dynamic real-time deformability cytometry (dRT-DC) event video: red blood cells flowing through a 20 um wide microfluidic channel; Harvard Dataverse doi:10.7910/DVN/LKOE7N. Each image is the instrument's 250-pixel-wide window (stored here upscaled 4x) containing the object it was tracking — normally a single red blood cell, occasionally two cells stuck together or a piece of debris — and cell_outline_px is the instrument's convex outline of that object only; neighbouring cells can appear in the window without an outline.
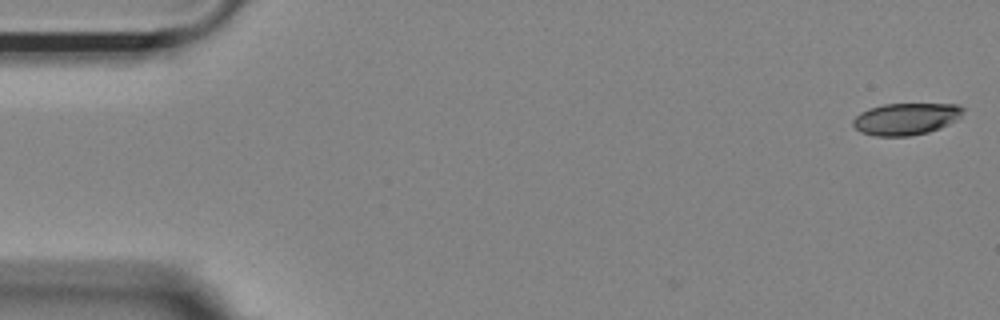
{"species": "Egyptian fruit bat (a non-hibernating species)", "species_latin": "Rousettus aegyptiacus", "temperature_condition": "room temperature", "stored_images_in_passage": 4, "camera_frame_rate_fps": 3000, "um_per_image_px": 0.085, "animal": {"sex": "female"}, "frame": {"image": 1, "passage_image": 1, "time_ms": 0.0, "image_size_px": [1000, 320], "cell_outline_px": [[964, 108], [960, 116], [956, 120], [940, 128], [928, 132], [908, 136], [876, 136], [860, 132], [852, 124], [852, 120], [860, 112], [868, 108], [884, 104], [956, 104]], "centroid_in_image_um": [76.97, 10.1], "position_along_channel_um": 8.0, "area_um2": 20.4}}